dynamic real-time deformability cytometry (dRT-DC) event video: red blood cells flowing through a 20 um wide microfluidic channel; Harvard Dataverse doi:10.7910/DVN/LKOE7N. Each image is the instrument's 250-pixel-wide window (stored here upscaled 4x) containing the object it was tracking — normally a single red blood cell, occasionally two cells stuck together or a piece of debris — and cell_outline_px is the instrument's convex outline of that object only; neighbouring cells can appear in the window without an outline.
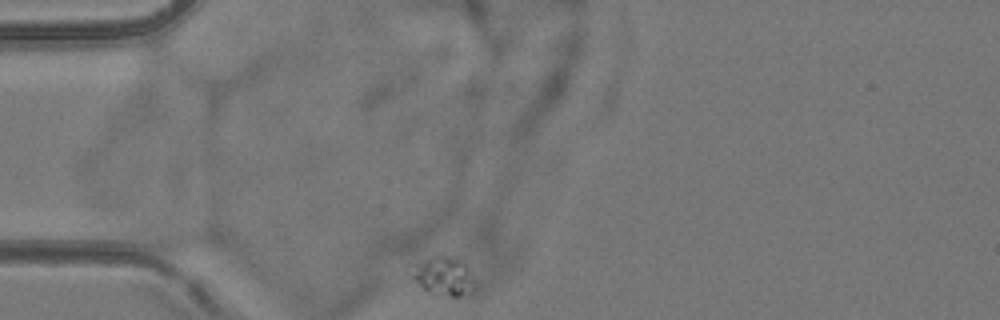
{"species": "common noctule bat (a hibernating species)", "species_latin": "Nyctalus noctula", "temperature_condition": "room temperature", "stored_images_in_passage": 1, "camera_frame_rate_fps": 3000, "um_per_image_px": 0.085, "animal": {"sex": "female", "body_mass_g": 24.6, "forearm_length_mm": 56.2}, "frame": {"image": 1, "passage_image": 1, "time_ms": 0.0, "image_size_px": [1000, 320], "cell_outline_px": [[468, 276], [460, 296], [452, 296], [424, 288], [412, 276], [420, 264], [436, 256], [448, 256], [460, 260], [468, 268]], "centroid_in_image_um": [37.63, 23.4], "position_along_channel_um": 47.4, "area_um2": 11.68}}